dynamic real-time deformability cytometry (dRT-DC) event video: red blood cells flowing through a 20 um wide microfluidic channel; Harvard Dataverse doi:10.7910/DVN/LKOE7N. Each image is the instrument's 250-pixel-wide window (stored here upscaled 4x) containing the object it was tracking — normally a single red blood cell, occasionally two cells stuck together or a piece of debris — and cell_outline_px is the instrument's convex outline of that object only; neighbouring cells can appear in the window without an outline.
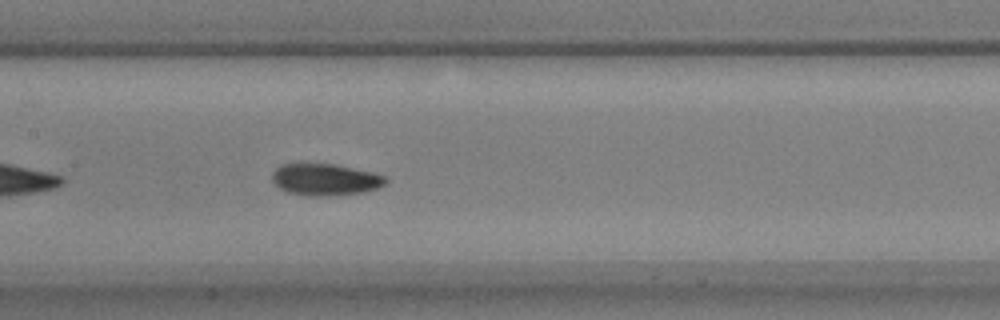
{"species": "common noctule bat (a hibernating species)", "species_latin": "Nyctalus noctula", "temperature_condition": "warm", "stored_images_in_passage": 40, "camera_frame_rate_fps": 3000, "um_per_image_px": 0.085, "animal": {"sex": "male", "body_mass_g": 17.9, "forearm_length_mm": 54.2}, "frame": {"image": 1, "passage_image": 12, "time_ms": 3.667, "image_size_px": [1000, 320], "cell_outline_px": [[388, 180], [384, 184], [376, 188], [364, 192], [328, 196], [308, 196], [288, 192], [280, 188], [272, 180], [272, 172], [280, 164], [300, 160], [304, 160], [336, 164], [372, 172], [384, 176]], "centroid_in_image_um": [27.57, 15.2], "position_along_channel_um": 179.8, "area_um2": 21.79}}
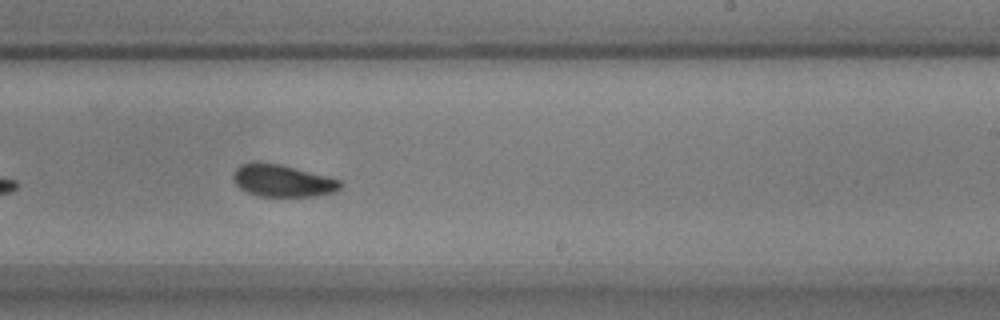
{"frame": {"image": 2, "passage_image": 19, "time_ms": 6.0, "image_size_px": [1000, 320], "cell_outline_px": [[340, 188], [336, 192], [316, 196], [260, 196], [248, 192], [240, 188], [236, 184], [232, 176], [232, 172], [240, 164], [280, 164], [328, 176], [340, 180]], "centroid_in_image_um": [24.03, 15.38], "position_along_channel_um": 265.0, "area_um2": 19.71}}
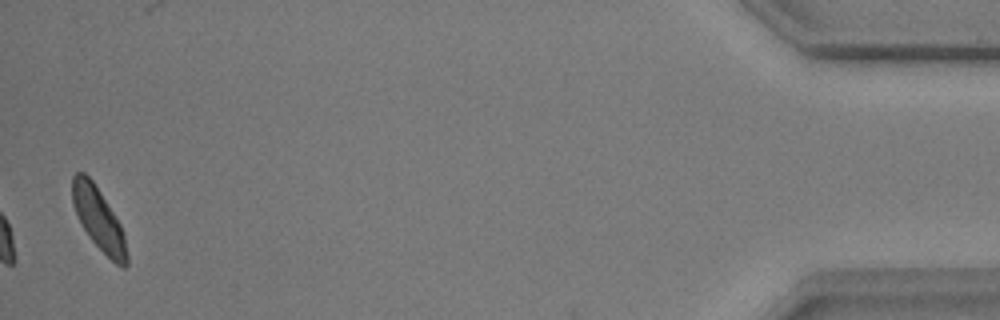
{"frame": {"image": 3, "passage_image": 39, "time_ms": 12.667, "image_size_px": [1000, 320], "cell_outline_px": [[128, 264], [124, 268], [120, 268], [88, 236], [72, 204], [72, 176], [76, 172], [84, 172], [92, 180], [100, 192], [120, 224], [124, 236], [128, 256]], "centroid_in_image_um": [8.38, 18.62], "position_along_channel_um": 426.8, "area_um2": 19.42}, "authors_computed_cell_mechanics": {"area_um2": 20.519, "velocity_mm_per_s": 3.6643, "shape_relaxation_time_tau1_ms": 3.1965, "shape_relaxation_time_tau2_ms": 2.7594, "deformation_change_tau1": 0.105, "deformation_change_tau2": 0.0619}}